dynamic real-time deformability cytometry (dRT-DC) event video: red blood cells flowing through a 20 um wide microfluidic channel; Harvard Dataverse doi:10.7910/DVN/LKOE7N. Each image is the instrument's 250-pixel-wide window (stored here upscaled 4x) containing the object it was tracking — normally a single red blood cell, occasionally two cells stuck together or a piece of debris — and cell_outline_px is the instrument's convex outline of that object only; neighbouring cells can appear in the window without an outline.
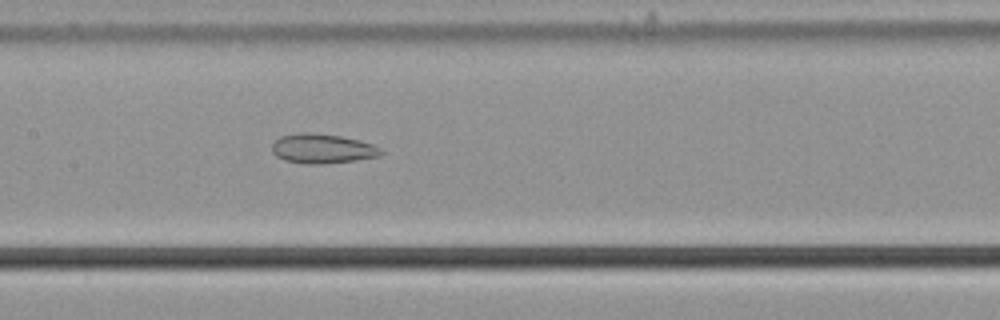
{"species": "common noctule bat (a hibernating species)", "species_latin": "Nyctalus noctula", "temperature_condition": "cold", "stored_images_in_passage": 52, "camera_frame_rate_fps": 3000, "um_per_image_px": 0.085, "animal": {"sex": "male", "body_mass_g": 21.5, "forearm_length_mm": 52.0}, "frame": {"image": 1, "passage_image": 24, "time_ms": 7.667, "image_size_px": [1000, 320], "cell_outline_px": [[384, 152], [380, 156], [356, 160], [324, 164], [304, 164], [284, 160], [276, 156], [272, 152], [272, 144], [280, 136], [300, 132], [312, 132], [340, 136], [360, 140], [372, 144], [380, 148]], "centroid_in_image_um": [27.39, 12.63], "position_along_channel_um": 180.0, "area_um2": 18.96}}
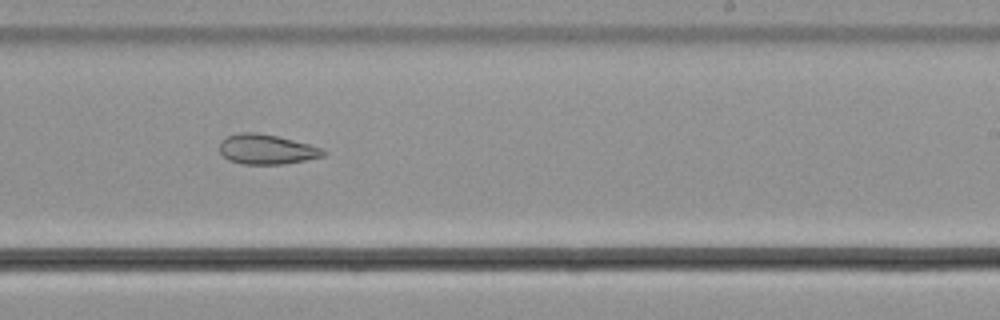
{"frame": {"image": 2, "passage_image": 31, "time_ms": 10.0, "image_size_px": [1000, 320], "cell_outline_px": [[328, 152], [324, 156], [284, 164], [244, 164], [228, 160], [220, 152], [220, 140], [228, 136], [240, 132], [256, 132], [276, 136], [308, 144], [320, 148]], "centroid_in_image_um": [22.64, 12.69], "position_along_channel_um": 266.4, "area_um2": 17.92}}
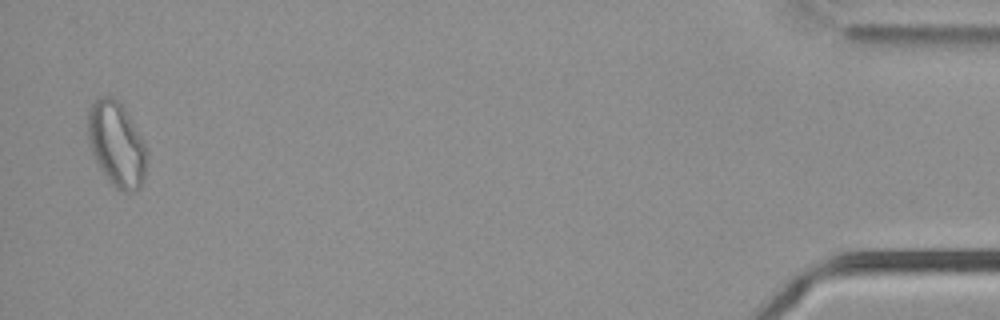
{"frame": {"image": 3, "passage_image": 51, "time_ms": 16.667, "image_size_px": [1000, 320], "cell_outline_px": [[148, 152], [144, 180], [140, 188], [128, 192], [124, 192], [116, 188], [108, 180], [100, 168], [92, 152], [88, 140], [88, 108], [100, 96], [112, 96], [124, 108], [148, 148]], "centroid_in_image_um": [9.93, 12.27], "position_along_channel_um": 425.3, "area_um2": 29.07}, "authors_computed_cell_mechanics": {"area_um2": 23.5246, "velocity_mm_per_s": 3.7126, "shape_relaxation_time_tau1_ms": null, "shape_relaxation_time_tau2_ms": 8.0468, "deformation_change_tau1": null, "deformation_change_tau2": 0.1338}}